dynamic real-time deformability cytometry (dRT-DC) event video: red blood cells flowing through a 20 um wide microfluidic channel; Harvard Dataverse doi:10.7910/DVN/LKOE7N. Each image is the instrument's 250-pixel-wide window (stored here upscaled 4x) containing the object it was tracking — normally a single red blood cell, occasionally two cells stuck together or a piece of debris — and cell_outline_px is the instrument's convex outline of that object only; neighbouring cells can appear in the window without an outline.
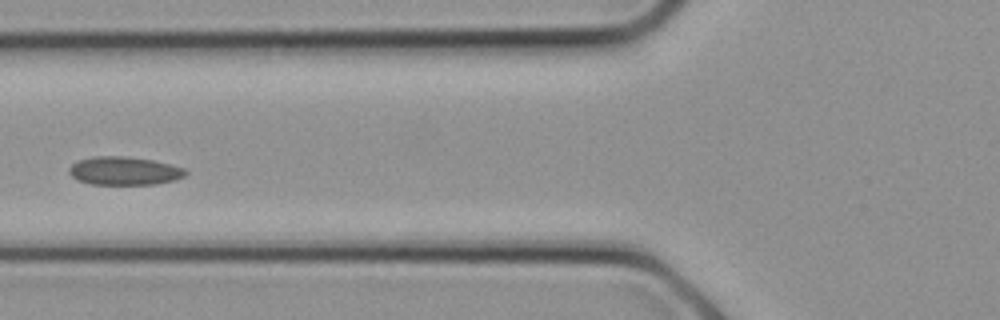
{"species": "common noctule bat (a hibernating species)", "species_latin": "Nyctalus noctula", "temperature_condition": "cold", "stored_images_in_passage": 14, "camera_frame_rate_fps": 3000, "um_per_image_px": 0.085, "animal": {"sex": "female", "body_mass_g": 21.9}, "frame": {"image": 1, "passage_image": 10, "time_ms": 3.0, "image_size_px": [1000, 320], "cell_outline_px": [[188, 172], [184, 176], [172, 180], [152, 184], [92, 184], [80, 180], [72, 176], [68, 172], [68, 168], [72, 164], [80, 160], [92, 156], [124, 156], [152, 160], [184, 168]], "centroid_in_image_um": [10.53, 14.51], "position_along_channel_um": 115.3, "area_um2": 18.9}}
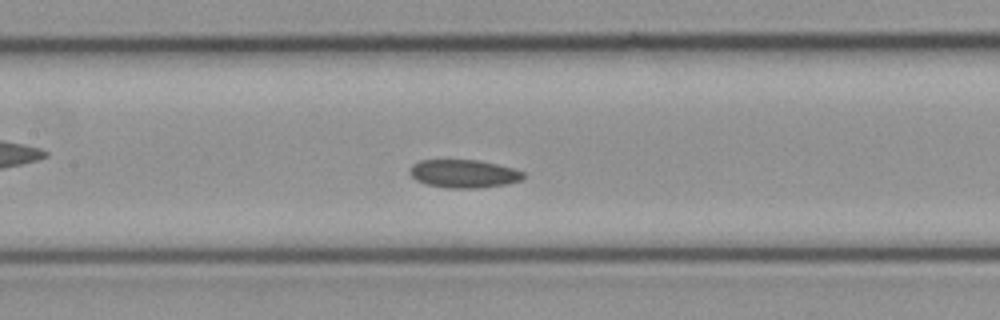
{"frame": {"image": 2, "passage_image": 12, "time_ms": 3.667, "image_size_px": [1000, 320], "cell_outline_px": [[524, 176], [520, 180], [508, 184], [480, 188], [448, 188], [428, 184], [416, 180], [408, 172], [408, 168], [412, 164], [420, 160], [480, 160], [512, 168], [524, 172]], "centroid_in_image_um": [39.4, 14.76], "position_along_channel_um": 168.0, "area_um2": 18.67}}
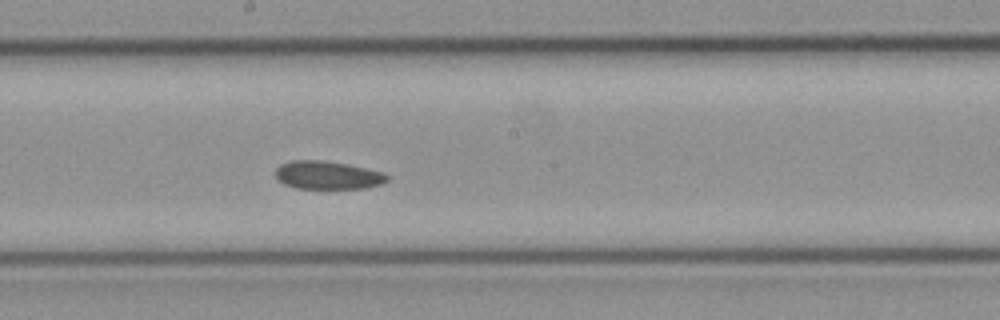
{"frame": {"image": 3, "passage_image": 14, "time_ms": 4.333, "image_size_px": [1000, 320], "cell_outline_px": [[388, 180], [380, 184], [364, 188], [296, 188], [284, 184], [276, 180], [276, 168], [280, 164], [292, 160], [320, 160], [348, 164], [384, 172], [388, 176]], "centroid_in_image_um": [27.82, 14.88], "position_along_channel_um": 220.4, "area_um2": 18.32}}